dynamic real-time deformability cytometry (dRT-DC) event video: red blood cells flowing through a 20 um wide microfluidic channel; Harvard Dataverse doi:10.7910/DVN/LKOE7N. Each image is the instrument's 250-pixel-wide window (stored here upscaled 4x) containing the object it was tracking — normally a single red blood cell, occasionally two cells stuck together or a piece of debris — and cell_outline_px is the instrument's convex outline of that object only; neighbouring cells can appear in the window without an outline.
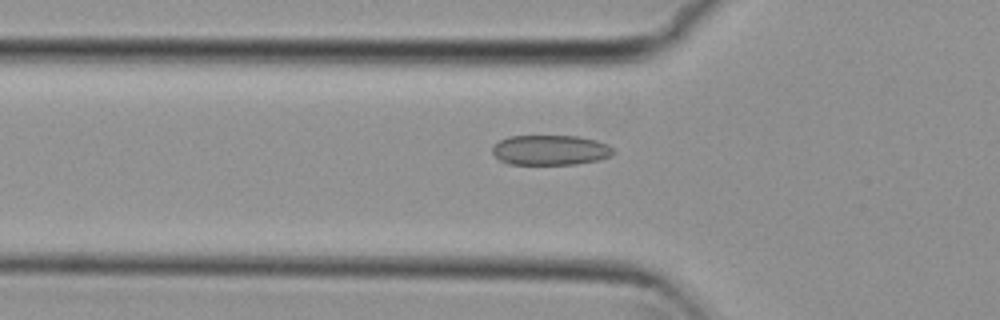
{"species": "common noctule bat (a hibernating species)", "species_latin": "Nyctalus noctula", "temperature_condition": "cold", "stored_images_in_passage": 36, "camera_frame_rate_fps": 3000, "um_per_image_px": 0.085, "animal": {"sex": "female", "body_mass_g": 29.2, "forearm_length_mm": 56.3}, "frame": {"image": 1, "passage_image": 8, "time_ms": 2.333, "image_size_px": [1000, 320], "cell_outline_px": [[616, 152], [612, 156], [600, 160], [576, 164], [508, 164], [500, 160], [492, 152], [492, 148], [500, 140], [508, 136], [580, 136], [596, 140], [608, 144]], "centroid_in_image_um": [46.83, 12.76], "position_along_channel_um": 79.0, "area_um2": 21.33}}
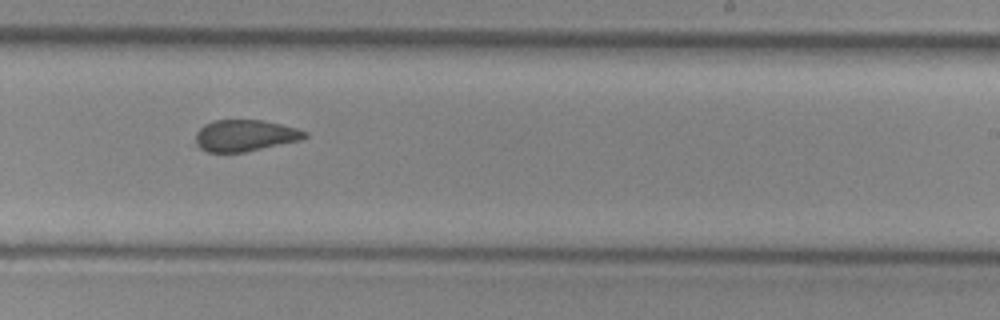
{"frame": {"image": 2, "passage_image": 23, "time_ms": 7.333, "image_size_px": [1000, 320], "cell_outline_px": [[308, 136], [300, 140], [244, 152], [208, 152], [200, 148], [196, 144], [196, 132], [204, 124], [212, 120], [260, 120], [280, 124], [296, 128], [308, 132]], "centroid_in_image_um": [20.81, 11.51], "position_along_channel_um": 268.2, "area_um2": 19.94}}
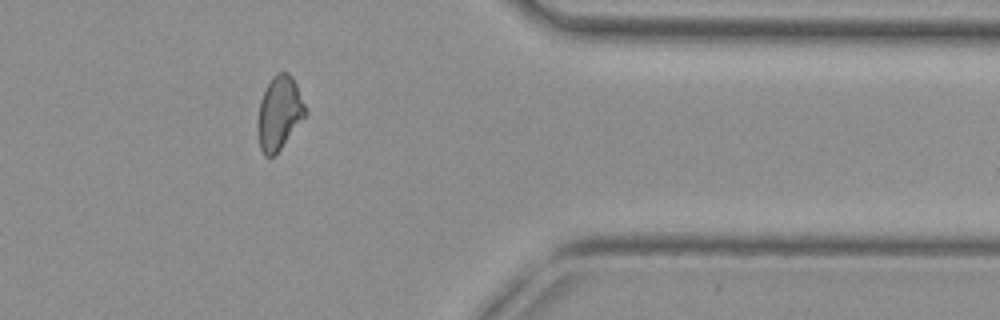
{"frame": {"image": 3, "passage_image": 34, "time_ms": 11.0, "image_size_px": [1000, 320], "cell_outline_px": [[308, 112], [280, 148], [272, 156], [264, 156], [260, 148], [256, 124], [260, 100], [272, 76], [276, 72], [288, 72], [292, 76], [296, 84]], "centroid_in_image_um": [23.72, 9.58], "position_along_channel_um": 387.7, "area_um2": 20.23}, "authors_computed_cell_mechanics": {"area_um2": 21.0392, "velocity_mm_per_s": 3.778, "shape_relaxation_time_tau1_ms": null, "shape_relaxation_time_tau2_ms": 1.2785, "deformation_change_tau1": null, "deformation_change_tau2": 0.0723}}